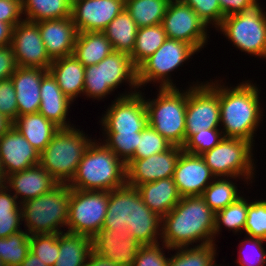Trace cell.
I'll use <instances>...</instances> for the list:
<instances>
[{
  "label": "cell",
  "mask_w": 266,
  "mask_h": 266,
  "mask_svg": "<svg viewBox=\"0 0 266 266\" xmlns=\"http://www.w3.org/2000/svg\"><path fill=\"white\" fill-rule=\"evenodd\" d=\"M102 229L127 230L140 244L152 245L161 242L162 217L143 202L136 187L126 184L108 192Z\"/></svg>",
  "instance_id": "6da1fadb"
},
{
  "label": "cell",
  "mask_w": 266,
  "mask_h": 266,
  "mask_svg": "<svg viewBox=\"0 0 266 266\" xmlns=\"http://www.w3.org/2000/svg\"><path fill=\"white\" fill-rule=\"evenodd\" d=\"M216 213L201 196L181 197L162 217L161 242L169 248L215 243ZM201 242V243H200Z\"/></svg>",
  "instance_id": "7a4b0ae2"
},
{
  "label": "cell",
  "mask_w": 266,
  "mask_h": 266,
  "mask_svg": "<svg viewBox=\"0 0 266 266\" xmlns=\"http://www.w3.org/2000/svg\"><path fill=\"white\" fill-rule=\"evenodd\" d=\"M219 83L220 125L225 138H239L253 143L262 119L259 88L252 81L228 87Z\"/></svg>",
  "instance_id": "3957f363"
},
{
  "label": "cell",
  "mask_w": 266,
  "mask_h": 266,
  "mask_svg": "<svg viewBox=\"0 0 266 266\" xmlns=\"http://www.w3.org/2000/svg\"><path fill=\"white\" fill-rule=\"evenodd\" d=\"M96 140L82 156L75 176L68 183L70 188L109 192L127 184L126 164L103 142Z\"/></svg>",
  "instance_id": "277c9868"
},
{
  "label": "cell",
  "mask_w": 266,
  "mask_h": 266,
  "mask_svg": "<svg viewBox=\"0 0 266 266\" xmlns=\"http://www.w3.org/2000/svg\"><path fill=\"white\" fill-rule=\"evenodd\" d=\"M85 135L75 126L60 128L40 153L39 164L58 183L68 184L75 176L82 156L93 141Z\"/></svg>",
  "instance_id": "5b68a950"
},
{
  "label": "cell",
  "mask_w": 266,
  "mask_h": 266,
  "mask_svg": "<svg viewBox=\"0 0 266 266\" xmlns=\"http://www.w3.org/2000/svg\"><path fill=\"white\" fill-rule=\"evenodd\" d=\"M71 188L59 183L51 191L26 200L21 204L22 221L26 232L33 234H58L67 227Z\"/></svg>",
  "instance_id": "8992f818"
},
{
  "label": "cell",
  "mask_w": 266,
  "mask_h": 266,
  "mask_svg": "<svg viewBox=\"0 0 266 266\" xmlns=\"http://www.w3.org/2000/svg\"><path fill=\"white\" fill-rule=\"evenodd\" d=\"M179 90L177 87L159 88L157 98L146 100L144 96V103L148 125L172 145L182 147L185 144L187 89Z\"/></svg>",
  "instance_id": "52a82bcc"
},
{
  "label": "cell",
  "mask_w": 266,
  "mask_h": 266,
  "mask_svg": "<svg viewBox=\"0 0 266 266\" xmlns=\"http://www.w3.org/2000/svg\"><path fill=\"white\" fill-rule=\"evenodd\" d=\"M124 82L130 86L131 94L140 90L137 83V68L132 63L130 55L113 51L98 64L85 67L83 96L101 100Z\"/></svg>",
  "instance_id": "ba28073f"
},
{
  "label": "cell",
  "mask_w": 266,
  "mask_h": 266,
  "mask_svg": "<svg viewBox=\"0 0 266 266\" xmlns=\"http://www.w3.org/2000/svg\"><path fill=\"white\" fill-rule=\"evenodd\" d=\"M216 30L241 52L266 59V12L261 5L224 17Z\"/></svg>",
  "instance_id": "9c48e42d"
},
{
  "label": "cell",
  "mask_w": 266,
  "mask_h": 266,
  "mask_svg": "<svg viewBox=\"0 0 266 266\" xmlns=\"http://www.w3.org/2000/svg\"><path fill=\"white\" fill-rule=\"evenodd\" d=\"M254 143L239 138H223L222 141L201 156L216 177L244 178L252 183L255 164L253 158Z\"/></svg>",
  "instance_id": "30bf717a"
},
{
  "label": "cell",
  "mask_w": 266,
  "mask_h": 266,
  "mask_svg": "<svg viewBox=\"0 0 266 266\" xmlns=\"http://www.w3.org/2000/svg\"><path fill=\"white\" fill-rule=\"evenodd\" d=\"M198 52L192 45L167 38L162 46L137 68L139 88L148 83L160 84L159 88H176L171 72ZM170 74V75H169Z\"/></svg>",
  "instance_id": "8fae6325"
},
{
  "label": "cell",
  "mask_w": 266,
  "mask_h": 266,
  "mask_svg": "<svg viewBox=\"0 0 266 266\" xmlns=\"http://www.w3.org/2000/svg\"><path fill=\"white\" fill-rule=\"evenodd\" d=\"M199 83L197 81L187 89L185 142L198 132L221 128L219 80Z\"/></svg>",
  "instance_id": "7c38bea8"
},
{
  "label": "cell",
  "mask_w": 266,
  "mask_h": 266,
  "mask_svg": "<svg viewBox=\"0 0 266 266\" xmlns=\"http://www.w3.org/2000/svg\"><path fill=\"white\" fill-rule=\"evenodd\" d=\"M108 191L71 188L66 232L92 238L104 225Z\"/></svg>",
  "instance_id": "4fadbf2b"
},
{
  "label": "cell",
  "mask_w": 266,
  "mask_h": 266,
  "mask_svg": "<svg viewBox=\"0 0 266 266\" xmlns=\"http://www.w3.org/2000/svg\"><path fill=\"white\" fill-rule=\"evenodd\" d=\"M102 133L142 132L147 122L144 96L139 90L131 94L121 93L109 106L100 119Z\"/></svg>",
  "instance_id": "5bb4252c"
},
{
  "label": "cell",
  "mask_w": 266,
  "mask_h": 266,
  "mask_svg": "<svg viewBox=\"0 0 266 266\" xmlns=\"http://www.w3.org/2000/svg\"><path fill=\"white\" fill-rule=\"evenodd\" d=\"M161 25L167 38L186 42L198 52L207 45L209 27L181 0L170 1Z\"/></svg>",
  "instance_id": "9a60e30c"
},
{
  "label": "cell",
  "mask_w": 266,
  "mask_h": 266,
  "mask_svg": "<svg viewBox=\"0 0 266 266\" xmlns=\"http://www.w3.org/2000/svg\"><path fill=\"white\" fill-rule=\"evenodd\" d=\"M11 48L19 67L49 70V57L36 22L23 19L12 30Z\"/></svg>",
  "instance_id": "2e32d148"
},
{
  "label": "cell",
  "mask_w": 266,
  "mask_h": 266,
  "mask_svg": "<svg viewBox=\"0 0 266 266\" xmlns=\"http://www.w3.org/2000/svg\"><path fill=\"white\" fill-rule=\"evenodd\" d=\"M182 151L181 146L172 145L163 153L153 154L144 159H130L126 163L127 185L137 188L147 182L172 178Z\"/></svg>",
  "instance_id": "e0dca14e"
},
{
  "label": "cell",
  "mask_w": 266,
  "mask_h": 266,
  "mask_svg": "<svg viewBox=\"0 0 266 266\" xmlns=\"http://www.w3.org/2000/svg\"><path fill=\"white\" fill-rule=\"evenodd\" d=\"M125 8V0H72L71 18L79 32H102Z\"/></svg>",
  "instance_id": "ac0fdd59"
},
{
  "label": "cell",
  "mask_w": 266,
  "mask_h": 266,
  "mask_svg": "<svg viewBox=\"0 0 266 266\" xmlns=\"http://www.w3.org/2000/svg\"><path fill=\"white\" fill-rule=\"evenodd\" d=\"M173 178L181 197H192L201 196L216 177L202 156L182 151Z\"/></svg>",
  "instance_id": "d6986e66"
},
{
  "label": "cell",
  "mask_w": 266,
  "mask_h": 266,
  "mask_svg": "<svg viewBox=\"0 0 266 266\" xmlns=\"http://www.w3.org/2000/svg\"><path fill=\"white\" fill-rule=\"evenodd\" d=\"M141 246L127 230L101 229L92 237V250L118 266H133Z\"/></svg>",
  "instance_id": "ffe728a7"
},
{
  "label": "cell",
  "mask_w": 266,
  "mask_h": 266,
  "mask_svg": "<svg viewBox=\"0 0 266 266\" xmlns=\"http://www.w3.org/2000/svg\"><path fill=\"white\" fill-rule=\"evenodd\" d=\"M0 159L6 178L39 164L40 153L13 125L0 137Z\"/></svg>",
  "instance_id": "44dd1931"
},
{
  "label": "cell",
  "mask_w": 266,
  "mask_h": 266,
  "mask_svg": "<svg viewBox=\"0 0 266 266\" xmlns=\"http://www.w3.org/2000/svg\"><path fill=\"white\" fill-rule=\"evenodd\" d=\"M36 23L46 51L52 60L73 55L78 31L71 16Z\"/></svg>",
  "instance_id": "7402d4cb"
},
{
  "label": "cell",
  "mask_w": 266,
  "mask_h": 266,
  "mask_svg": "<svg viewBox=\"0 0 266 266\" xmlns=\"http://www.w3.org/2000/svg\"><path fill=\"white\" fill-rule=\"evenodd\" d=\"M56 181L40 164L28 169L11 173L5 178V185L20 204L26 200L37 198L51 191L58 185Z\"/></svg>",
  "instance_id": "603a6c76"
},
{
  "label": "cell",
  "mask_w": 266,
  "mask_h": 266,
  "mask_svg": "<svg viewBox=\"0 0 266 266\" xmlns=\"http://www.w3.org/2000/svg\"><path fill=\"white\" fill-rule=\"evenodd\" d=\"M47 72L48 70L41 68L18 67L11 76L16 93L18 116L39 111L41 81Z\"/></svg>",
  "instance_id": "cb8c5ba5"
},
{
  "label": "cell",
  "mask_w": 266,
  "mask_h": 266,
  "mask_svg": "<svg viewBox=\"0 0 266 266\" xmlns=\"http://www.w3.org/2000/svg\"><path fill=\"white\" fill-rule=\"evenodd\" d=\"M41 104L39 113L52 121L59 128H71V122L67 120L68 111L72 100L59 88L56 79L48 71L43 77L40 86Z\"/></svg>",
  "instance_id": "d4e9b609"
},
{
  "label": "cell",
  "mask_w": 266,
  "mask_h": 266,
  "mask_svg": "<svg viewBox=\"0 0 266 266\" xmlns=\"http://www.w3.org/2000/svg\"><path fill=\"white\" fill-rule=\"evenodd\" d=\"M48 71L56 79L62 92L73 102L83 95L85 66L74 55L53 60Z\"/></svg>",
  "instance_id": "484cf974"
},
{
  "label": "cell",
  "mask_w": 266,
  "mask_h": 266,
  "mask_svg": "<svg viewBox=\"0 0 266 266\" xmlns=\"http://www.w3.org/2000/svg\"><path fill=\"white\" fill-rule=\"evenodd\" d=\"M137 189L143 202L161 217L168 214L181 200L173 177L147 182Z\"/></svg>",
  "instance_id": "4316f807"
},
{
  "label": "cell",
  "mask_w": 266,
  "mask_h": 266,
  "mask_svg": "<svg viewBox=\"0 0 266 266\" xmlns=\"http://www.w3.org/2000/svg\"><path fill=\"white\" fill-rule=\"evenodd\" d=\"M13 125L39 153L46 148L60 129L39 112L18 116Z\"/></svg>",
  "instance_id": "83f0119b"
},
{
  "label": "cell",
  "mask_w": 266,
  "mask_h": 266,
  "mask_svg": "<svg viewBox=\"0 0 266 266\" xmlns=\"http://www.w3.org/2000/svg\"><path fill=\"white\" fill-rule=\"evenodd\" d=\"M113 51L111 42L103 32H79L73 55L86 67L98 64Z\"/></svg>",
  "instance_id": "f1b7e54d"
},
{
  "label": "cell",
  "mask_w": 266,
  "mask_h": 266,
  "mask_svg": "<svg viewBox=\"0 0 266 266\" xmlns=\"http://www.w3.org/2000/svg\"><path fill=\"white\" fill-rule=\"evenodd\" d=\"M59 254L54 266H85L92 251V238L69 232L58 233Z\"/></svg>",
  "instance_id": "f546056e"
},
{
  "label": "cell",
  "mask_w": 266,
  "mask_h": 266,
  "mask_svg": "<svg viewBox=\"0 0 266 266\" xmlns=\"http://www.w3.org/2000/svg\"><path fill=\"white\" fill-rule=\"evenodd\" d=\"M138 27L124 8L102 31L111 42L114 51L131 54L134 50Z\"/></svg>",
  "instance_id": "4dcf8cb0"
},
{
  "label": "cell",
  "mask_w": 266,
  "mask_h": 266,
  "mask_svg": "<svg viewBox=\"0 0 266 266\" xmlns=\"http://www.w3.org/2000/svg\"><path fill=\"white\" fill-rule=\"evenodd\" d=\"M23 19L39 22L71 16L72 0H21Z\"/></svg>",
  "instance_id": "1f68e13d"
},
{
  "label": "cell",
  "mask_w": 266,
  "mask_h": 266,
  "mask_svg": "<svg viewBox=\"0 0 266 266\" xmlns=\"http://www.w3.org/2000/svg\"><path fill=\"white\" fill-rule=\"evenodd\" d=\"M166 39V32L161 24L138 28L134 50L130 54L134 66L138 68L162 46Z\"/></svg>",
  "instance_id": "d6a6232c"
},
{
  "label": "cell",
  "mask_w": 266,
  "mask_h": 266,
  "mask_svg": "<svg viewBox=\"0 0 266 266\" xmlns=\"http://www.w3.org/2000/svg\"><path fill=\"white\" fill-rule=\"evenodd\" d=\"M171 0H125V9L138 28L161 24Z\"/></svg>",
  "instance_id": "836d02e7"
},
{
  "label": "cell",
  "mask_w": 266,
  "mask_h": 266,
  "mask_svg": "<svg viewBox=\"0 0 266 266\" xmlns=\"http://www.w3.org/2000/svg\"><path fill=\"white\" fill-rule=\"evenodd\" d=\"M215 246L217 245L212 243L172 248L176 252L170 256L168 266H218Z\"/></svg>",
  "instance_id": "e575fe53"
},
{
  "label": "cell",
  "mask_w": 266,
  "mask_h": 266,
  "mask_svg": "<svg viewBox=\"0 0 266 266\" xmlns=\"http://www.w3.org/2000/svg\"><path fill=\"white\" fill-rule=\"evenodd\" d=\"M11 194L5 184L0 188V238H6L22 230L21 204Z\"/></svg>",
  "instance_id": "d590c367"
},
{
  "label": "cell",
  "mask_w": 266,
  "mask_h": 266,
  "mask_svg": "<svg viewBox=\"0 0 266 266\" xmlns=\"http://www.w3.org/2000/svg\"><path fill=\"white\" fill-rule=\"evenodd\" d=\"M230 179L232 178H215L201 195L205 203L215 213L226 208L240 197V192L235 185L236 183Z\"/></svg>",
  "instance_id": "8d00e7d4"
},
{
  "label": "cell",
  "mask_w": 266,
  "mask_h": 266,
  "mask_svg": "<svg viewBox=\"0 0 266 266\" xmlns=\"http://www.w3.org/2000/svg\"><path fill=\"white\" fill-rule=\"evenodd\" d=\"M249 205V200L241 195L235 202L216 212L214 229L215 240L216 236L220 234L222 226L235 233H240L242 230L244 231Z\"/></svg>",
  "instance_id": "74e56055"
},
{
  "label": "cell",
  "mask_w": 266,
  "mask_h": 266,
  "mask_svg": "<svg viewBox=\"0 0 266 266\" xmlns=\"http://www.w3.org/2000/svg\"><path fill=\"white\" fill-rule=\"evenodd\" d=\"M30 235L20 230L6 238H0V259L7 266H20L30 251Z\"/></svg>",
  "instance_id": "f35d334b"
},
{
  "label": "cell",
  "mask_w": 266,
  "mask_h": 266,
  "mask_svg": "<svg viewBox=\"0 0 266 266\" xmlns=\"http://www.w3.org/2000/svg\"><path fill=\"white\" fill-rule=\"evenodd\" d=\"M103 134V143L125 164L134 156L141 137V132Z\"/></svg>",
  "instance_id": "ab89813d"
},
{
  "label": "cell",
  "mask_w": 266,
  "mask_h": 266,
  "mask_svg": "<svg viewBox=\"0 0 266 266\" xmlns=\"http://www.w3.org/2000/svg\"><path fill=\"white\" fill-rule=\"evenodd\" d=\"M172 144L148 124L141 132L137 149L131 159H144L168 150Z\"/></svg>",
  "instance_id": "60d3db41"
},
{
  "label": "cell",
  "mask_w": 266,
  "mask_h": 266,
  "mask_svg": "<svg viewBox=\"0 0 266 266\" xmlns=\"http://www.w3.org/2000/svg\"><path fill=\"white\" fill-rule=\"evenodd\" d=\"M30 251L46 265L54 266L59 254L58 234L30 235Z\"/></svg>",
  "instance_id": "b9f144b4"
},
{
  "label": "cell",
  "mask_w": 266,
  "mask_h": 266,
  "mask_svg": "<svg viewBox=\"0 0 266 266\" xmlns=\"http://www.w3.org/2000/svg\"><path fill=\"white\" fill-rule=\"evenodd\" d=\"M264 242L266 243V241L261 238H254L246 235V238L239 244L241 247L239 248V256L235 263L238 264V266H266V251L263 247Z\"/></svg>",
  "instance_id": "7bdbcfd3"
},
{
  "label": "cell",
  "mask_w": 266,
  "mask_h": 266,
  "mask_svg": "<svg viewBox=\"0 0 266 266\" xmlns=\"http://www.w3.org/2000/svg\"><path fill=\"white\" fill-rule=\"evenodd\" d=\"M221 128L206 129L192 135L182 146L184 152L202 155L217 146L224 138Z\"/></svg>",
  "instance_id": "ee69618b"
},
{
  "label": "cell",
  "mask_w": 266,
  "mask_h": 266,
  "mask_svg": "<svg viewBox=\"0 0 266 266\" xmlns=\"http://www.w3.org/2000/svg\"><path fill=\"white\" fill-rule=\"evenodd\" d=\"M244 231L247 236L266 241V200L250 202Z\"/></svg>",
  "instance_id": "f6af8a7d"
},
{
  "label": "cell",
  "mask_w": 266,
  "mask_h": 266,
  "mask_svg": "<svg viewBox=\"0 0 266 266\" xmlns=\"http://www.w3.org/2000/svg\"><path fill=\"white\" fill-rule=\"evenodd\" d=\"M183 3L191 7L199 16V18L210 26L212 24L216 29L220 26L224 19V14L218 0H181Z\"/></svg>",
  "instance_id": "bcb514c9"
},
{
  "label": "cell",
  "mask_w": 266,
  "mask_h": 266,
  "mask_svg": "<svg viewBox=\"0 0 266 266\" xmlns=\"http://www.w3.org/2000/svg\"><path fill=\"white\" fill-rule=\"evenodd\" d=\"M162 245V248L161 246ZM164 249L172 250L164 243L142 245L137 252L133 266H168L169 257H166Z\"/></svg>",
  "instance_id": "7dc6e473"
},
{
  "label": "cell",
  "mask_w": 266,
  "mask_h": 266,
  "mask_svg": "<svg viewBox=\"0 0 266 266\" xmlns=\"http://www.w3.org/2000/svg\"><path fill=\"white\" fill-rule=\"evenodd\" d=\"M0 114L14 122L18 117V106L14 84L10 79L0 81Z\"/></svg>",
  "instance_id": "c3c4849f"
},
{
  "label": "cell",
  "mask_w": 266,
  "mask_h": 266,
  "mask_svg": "<svg viewBox=\"0 0 266 266\" xmlns=\"http://www.w3.org/2000/svg\"><path fill=\"white\" fill-rule=\"evenodd\" d=\"M21 15V0H0V22L10 24L14 28L23 20Z\"/></svg>",
  "instance_id": "681fc988"
},
{
  "label": "cell",
  "mask_w": 266,
  "mask_h": 266,
  "mask_svg": "<svg viewBox=\"0 0 266 266\" xmlns=\"http://www.w3.org/2000/svg\"><path fill=\"white\" fill-rule=\"evenodd\" d=\"M18 67L11 45L0 47V81L10 79Z\"/></svg>",
  "instance_id": "f907efd6"
},
{
  "label": "cell",
  "mask_w": 266,
  "mask_h": 266,
  "mask_svg": "<svg viewBox=\"0 0 266 266\" xmlns=\"http://www.w3.org/2000/svg\"><path fill=\"white\" fill-rule=\"evenodd\" d=\"M224 17L249 10L258 3V0H218Z\"/></svg>",
  "instance_id": "816d5d0a"
},
{
  "label": "cell",
  "mask_w": 266,
  "mask_h": 266,
  "mask_svg": "<svg viewBox=\"0 0 266 266\" xmlns=\"http://www.w3.org/2000/svg\"><path fill=\"white\" fill-rule=\"evenodd\" d=\"M85 266H118L111 260L103 258L102 256L95 253L93 250L87 258Z\"/></svg>",
  "instance_id": "f5cc1de1"
},
{
  "label": "cell",
  "mask_w": 266,
  "mask_h": 266,
  "mask_svg": "<svg viewBox=\"0 0 266 266\" xmlns=\"http://www.w3.org/2000/svg\"><path fill=\"white\" fill-rule=\"evenodd\" d=\"M13 27L10 24L0 22V47L11 44Z\"/></svg>",
  "instance_id": "db71d44e"
},
{
  "label": "cell",
  "mask_w": 266,
  "mask_h": 266,
  "mask_svg": "<svg viewBox=\"0 0 266 266\" xmlns=\"http://www.w3.org/2000/svg\"><path fill=\"white\" fill-rule=\"evenodd\" d=\"M20 266H48L39 257L29 251L26 258L22 261Z\"/></svg>",
  "instance_id": "11a10c76"
},
{
  "label": "cell",
  "mask_w": 266,
  "mask_h": 266,
  "mask_svg": "<svg viewBox=\"0 0 266 266\" xmlns=\"http://www.w3.org/2000/svg\"><path fill=\"white\" fill-rule=\"evenodd\" d=\"M13 122L5 115L0 114V137L11 127Z\"/></svg>",
  "instance_id": "9f6ffc18"
},
{
  "label": "cell",
  "mask_w": 266,
  "mask_h": 266,
  "mask_svg": "<svg viewBox=\"0 0 266 266\" xmlns=\"http://www.w3.org/2000/svg\"><path fill=\"white\" fill-rule=\"evenodd\" d=\"M5 184L4 173H0V188Z\"/></svg>",
  "instance_id": "6f0895ef"
},
{
  "label": "cell",
  "mask_w": 266,
  "mask_h": 266,
  "mask_svg": "<svg viewBox=\"0 0 266 266\" xmlns=\"http://www.w3.org/2000/svg\"><path fill=\"white\" fill-rule=\"evenodd\" d=\"M0 173H4L3 167H2V164H1V159H0Z\"/></svg>",
  "instance_id": "680465c9"
},
{
  "label": "cell",
  "mask_w": 266,
  "mask_h": 266,
  "mask_svg": "<svg viewBox=\"0 0 266 266\" xmlns=\"http://www.w3.org/2000/svg\"><path fill=\"white\" fill-rule=\"evenodd\" d=\"M0 266H7L1 259H0Z\"/></svg>",
  "instance_id": "91938a15"
}]
</instances>
